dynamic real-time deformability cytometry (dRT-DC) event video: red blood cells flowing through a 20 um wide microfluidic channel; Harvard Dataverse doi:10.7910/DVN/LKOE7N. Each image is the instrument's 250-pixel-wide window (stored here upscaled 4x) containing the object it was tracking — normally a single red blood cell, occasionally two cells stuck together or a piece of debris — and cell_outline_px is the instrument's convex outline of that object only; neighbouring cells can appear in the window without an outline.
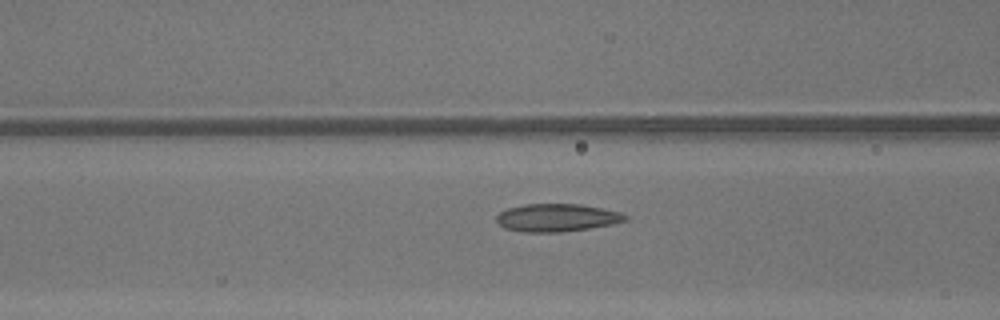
{"species": "common noctule bat (a hibernating species)", "species_latin": "Nyctalus noctula", "temperature_condition": "warm", "stored_images_in_passage": 35, "camera_frame_rate_fps": 3000, "um_per_image_px": 0.085, "animal": {"sex": "male", "body_mass_g": 13.3}, "frame": {"image": 1, "passage_image": 10, "time_ms": 3.0, "image_size_px": [1000, 320], "cell_outline_px": [[628, 220], [612, 224], [588, 228], [560, 232], [520, 232], [504, 228], [496, 220], [496, 216], [500, 212], [508, 208], [524, 204], [580, 204], [604, 208], [620, 212], [628, 216]], "centroid_in_image_um": [47.33, 18.5], "position_along_channel_um": 119.3, "area_um2": 20.92}}
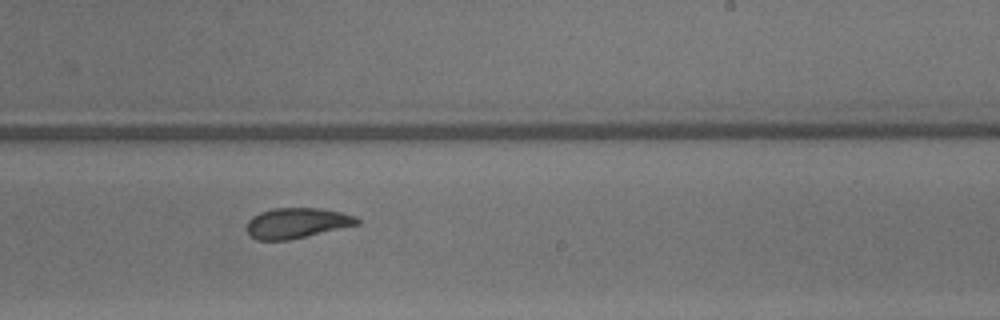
{"frame": {"image": 2, "passage_image": 20, "time_ms": 6.333, "image_size_px": [1000, 320], "cell_outline_px": [[360, 224], [288, 240], [256, 240], [244, 228], [248, 220], [252, 216], [260, 212], [272, 208], [320, 208], [340, 212], [356, 216], [360, 220]], "centroid_in_image_um": [25.2, 18.95], "position_along_channel_um": 263.8, "area_um2": 19.59}}
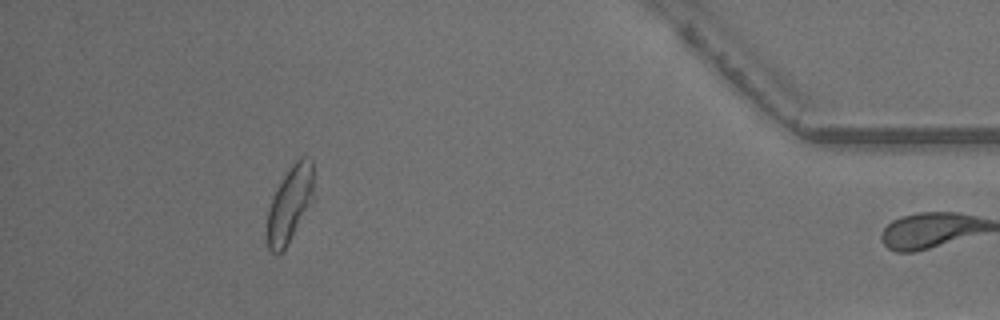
{"frame": {"image": 3, "passage_image": 34, "time_ms": 11.0, "image_size_px": [1000, 320], "cell_outline_px": [[312, 200], [284, 252], [276, 256], [268, 248], [264, 232], [268, 208], [272, 196], [276, 188], [292, 164], [300, 156], [304, 156], [312, 160]], "centroid_in_image_um": [24.55, 17.44], "position_along_channel_um": 410.6, "area_um2": 20.92}, "authors_computed_cell_mechanics": {"area_um2": 20.5768, "velocity_mm_per_s": 4.3334, "shape_relaxation_time_tau1_ms": 8.1372, "shape_relaxation_time_tau2_ms": 1.4595, "deformation_change_tau1": 0.1709, "deformation_change_tau2": 0.0667}}